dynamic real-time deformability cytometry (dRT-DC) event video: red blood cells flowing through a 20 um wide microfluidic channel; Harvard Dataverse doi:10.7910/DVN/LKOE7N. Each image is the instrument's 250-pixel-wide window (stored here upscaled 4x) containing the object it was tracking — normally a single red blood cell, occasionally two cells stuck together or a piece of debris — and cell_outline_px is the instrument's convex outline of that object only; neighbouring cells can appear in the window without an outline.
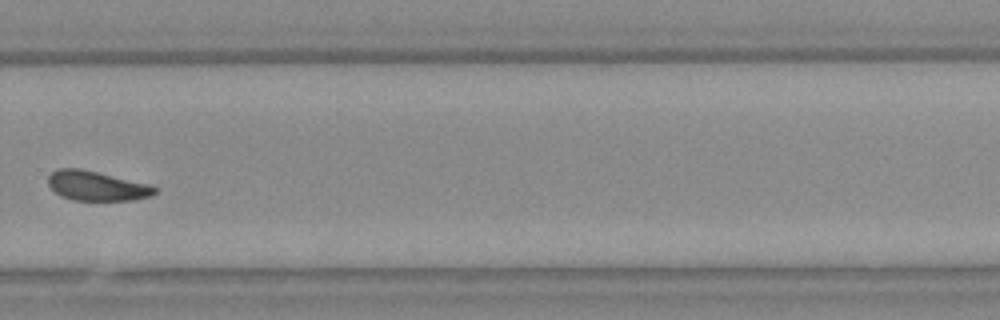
{"species": "Egyptian fruit bat (a non-hibernating species)", "species_latin": "Rousettus aegyptiacus", "temperature_condition": "warm", "stored_images_in_passage": 9, "segment_of_instrument_passage": [2, 2], "camera_frame_rate_fps": 3000, "um_per_image_px": 0.085, "animal": {"sex": "female"}, "frame": {"image": 1, "passage_image": 9, "time_ms": 2.667, "image_size_px": [1000, 320], "cell_outline_px": [[156, 192], [152, 196], [132, 200], [72, 200], [60, 196], [48, 184], [48, 176], [52, 172], [60, 168], [80, 168], [148, 184], [156, 188]], "centroid_in_image_um": [8.2, 15.8], "position_along_channel_um": 321.6, "area_um2": 18.21}}